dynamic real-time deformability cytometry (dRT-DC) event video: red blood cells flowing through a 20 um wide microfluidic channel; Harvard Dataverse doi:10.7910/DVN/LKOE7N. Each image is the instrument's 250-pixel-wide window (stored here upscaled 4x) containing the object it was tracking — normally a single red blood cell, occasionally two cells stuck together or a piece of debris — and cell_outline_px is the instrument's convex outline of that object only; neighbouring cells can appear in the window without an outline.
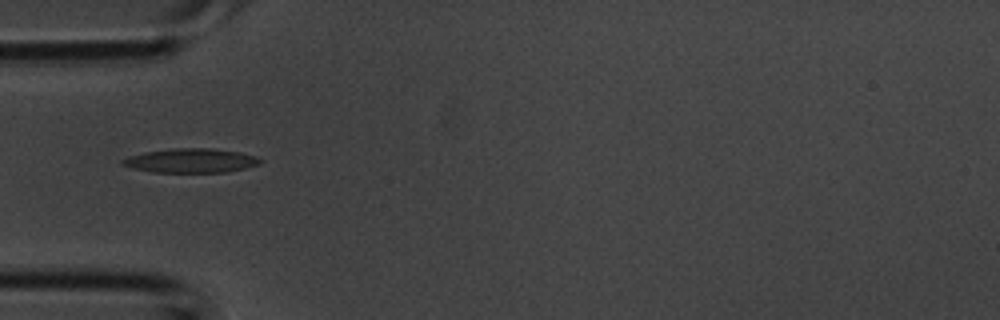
{"species": "common noctule bat (a hibernating species)", "species_latin": "Nyctalus noctula", "temperature_condition": "room temperature", "stored_images_in_passage": 5, "camera_frame_rate_fps": 3000, "um_per_image_px": 0.085, "animal": {"sex": "male", "body_mass_g": 20.1, "forearm_length_mm": 53.5}, "frame": {"image": 1, "passage_image": 5, "time_ms": 1.333, "image_size_px": [1000, 320], "cell_outline_px": [[264, 160], [260, 164], [228, 172], [152, 172], [120, 164], [120, 160], [128, 156], [144, 152], [172, 148], [212, 148], [240, 152], [256, 156]], "centroid_in_image_um": [16.25, 13.64], "position_along_channel_um": 68.8, "area_um2": 19.48}}